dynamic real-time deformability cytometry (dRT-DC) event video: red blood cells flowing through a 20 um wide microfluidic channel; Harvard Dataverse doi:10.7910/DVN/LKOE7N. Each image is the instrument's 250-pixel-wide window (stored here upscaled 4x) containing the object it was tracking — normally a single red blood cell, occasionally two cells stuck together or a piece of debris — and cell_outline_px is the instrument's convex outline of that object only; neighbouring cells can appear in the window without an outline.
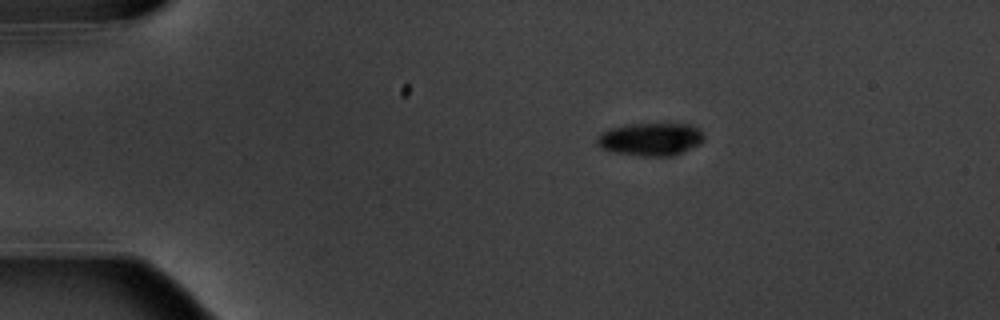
{"species": "common noctule bat (a hibernating species)", "species_latin": "Nyctalus noctula", "temperature_condition": "warm", "stored_images_in_passage": 4, "camera_frame_rate_fps": 3000, "um_per_image_px": 0.085, "animal": {"sex": "male", "body_mass_g": 20.1, "forearm_length_mm": 53.5}, "frame": {"image": 1, "passage_image": 3, "time_ms": 2.0, "image_size_px": [1000, 320], "cell_outline_px": [[704, 140], [700, 144], [672, 156], [640, 156], [612, 152], [596, 144], [596, 140], [604, 132], [612, 128], [632, 124], [692, 124], [700, 128], [704, 132]], "centroid_in_image_um": [55.37, 11.84], "position_along_channel_um": 29.6, "area_um2": 20.4}}